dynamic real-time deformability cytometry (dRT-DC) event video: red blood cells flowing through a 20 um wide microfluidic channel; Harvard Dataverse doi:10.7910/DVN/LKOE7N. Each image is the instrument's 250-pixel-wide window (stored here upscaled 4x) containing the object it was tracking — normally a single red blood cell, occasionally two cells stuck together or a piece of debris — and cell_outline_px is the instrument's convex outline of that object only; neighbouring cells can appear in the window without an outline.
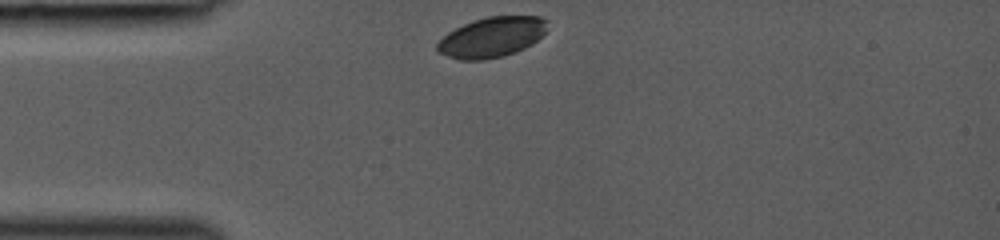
{"species": "common noctule bat (a hibernating species)", "species_latin": "Nyctalus noctula", "temperature_condition": "room temperature", "stored_images_in_passage": 29, "camera_frame_rate_fps": 3000, "um_per_image_px": 0.085, "animal": {"sex": "female", "body_mass_g": 19.0, "forearm_length_mm": 53.3}, "frame": {"image": 1, "passage_image": 1, "time_ms": 0.0, "image_size_px": [1000, 240], "cell_outline_px": [[548, 20], [544, 32], [536, 40], [524, 48], [516, 52], [504, 56], [484, 60], [460, 60], [436, 52], [436, 44], [448, 32], [464, 24], [488, 16], [540, 16]], "centroid_in_image_um": [41.78, 3.17], "position_along_channel_um": 43.2, "area_um2": 25.66}}
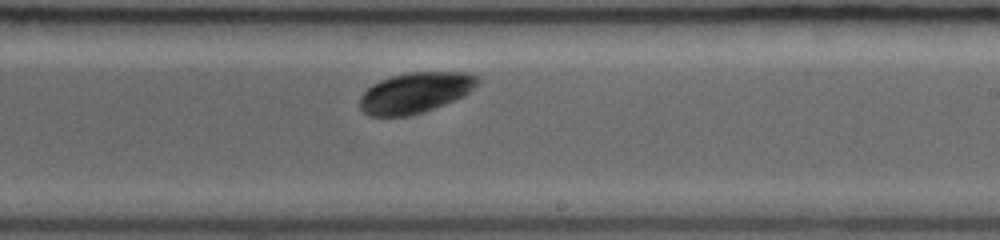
{"frame": {"image": 2, "passage_image": 17, "time_ms": 5.333, "image_size_px": [1000, 240], "cell_outline_px": [[480, 80], [464, 96], [424, 112], [408, 116], [368, 116], [360, 108], [360, 96], [372, 84], [380, 80], [392, 76], [408, 72], [468, 72], [480, 76]], "centroid_in_image_um": [35.3, 7.87], "position_along_channel_um": 253.7, "area_um2": 27.92}}
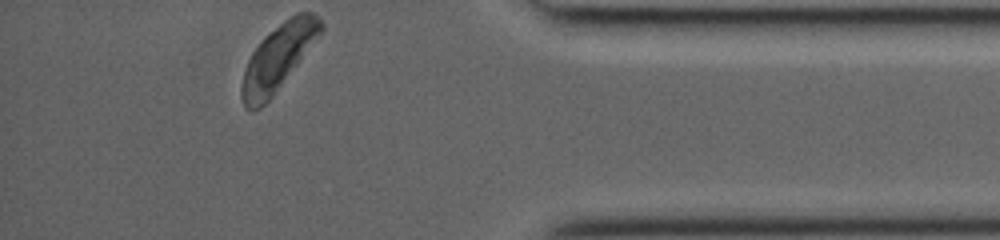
{"frame": {"image": 3, "passage_image": 29, "time_ms": 9.333, "image_size_px": [1000, 240], "cell_outline_px": [[324, 28], [272, 96], [260, 108], [252, 112], [244, 108], [240, 96], [240, 88], [244, 68], [252, 52], [260, 40], [264, 36], [284, 20], [296, 12], [312, 12], [320, 16], [324, 24]], "centroid_in_image_um": [23.59, 4.89], "position_along_channel_um": 411.6, "area_um2": 30.11}}